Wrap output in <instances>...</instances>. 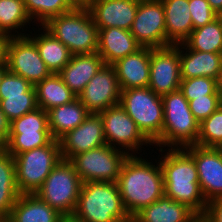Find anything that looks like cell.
Here are the masks:
<instances>
[{
	"mask_svg": "<svg viewBox=\"0 0 222 222\" xmlns=\"http://www.w3.org/2000/svg\"><path fill=\"white\" fill-rule=\"evenodd\" d=\"M30 20L23 0H0V31L11 33V36H26L17 30L24 28ZM14 31L18 34L12 33Z\"/></svg>",
	"mask_w": 222,
	"mask_h": 222,
	"instance_id": "obj_31",
	"label": "cell"
},
{
	"mask_svg": "<svg viewBox=\"0 0 222 222\" xmlns=\"http://www.w3.org/2000/svg\"><path fill=\"white\" fill-rule=\"evenodd\" d=\"M189 9L193 29L209 24L217 17L207 0H189Z\"/></svg>",
	"mask_w": 222,
	"mask_h": 222,
	"instance_id": "obj_38",
	"label": "cell"
},
{
	"mask_svg": "<svg viewBox=\"0 0 222 222\" xmlns=\"http://www.w3.org/2000/svg\"><path fill=\"white\" fill-rule=\"evenodd\" d=\"M142 157L129 155L117 179L122 203L131 219L143 208L164 196L161 165H153Z\"/></svg>",
	"mask_w": 222,
	"mask_h": 222,
	"instance_id": "obj_1",
	"label": "cell"
},
{
	"mask_svg": "<svg viewBox=\"0 0 222 222\" xmlns=\"http://www.w3.org/2000/svg\"><path fill=\"white\" fill-rule=\"evenodd\" d=\"M121 89L113 65L102 66L78 95L89 113L99 114L120 102Z\"/></svg>",
	"mask_w": 222,
	"mask_h": 222,
	"instance_id": "obj_15",
	"label": "cell"
},
{
	"mask_svg": "<svg viewBox=\"0 0 222 222\" xmlns=\"http://www.w3.org/2000/svg\"><path fill=\"white\" fill-rule=\"evenodd\" d=\"M10 121L5 116L0 108V145L3 147L9 137L10 133Z\"/></svg>",
	"mask_w": 222,
	"mask_h": 222,
	"instance_id": "obj_41",
	"label": "cell"
},
{
	"mask_svg": "<svg viewBox=\"0 0 222 222\" xmlns=\"http://www.w3.org/2000/svg\"><path fill=\"white\" fill-rule=\"evenodd\" d=\"M216 18L220 21L221 26H222V10L217 13V17Z\"/></svg>",
	"mask_w": 222,
	"mask_h": 222,
	"instance_id": "obj_46",
	"label": "cell"
},
{
	"mask_svg": "<svg viewBox=\"0 0 222 222\" xmlns=\"http://www.w3.org/2000/svg\"><path fill=\"white\" fill-rule=\"evenodd\" d=\"M121 90L148 87L150 82V48L142 47L137 52L119 59L113 64Z\"/></svg>",
	"mask_w": 222,
	"mask_h": 222,
	"instance_id": "obj_21",
	"label": "cell"
},
{
	"mask_svg": "<svg viewBox=\"0 0 222 222\" xmlns=\"http://www.w3.org/2000/svg\"><path fill=\"white\" fill-rule=\"evenodd\" d=\"M179 57L181 79L211 77L222 82V53L194 51L182 43L179 44Z\"/></svg>",
	"mask_w": 222,
	"mask_h": 222,
	"instance_id": "obj_19",
	"label": "cell"
},
{
	"mask_svg": "<svg viewBox=\"0 0 222 222\" xmlns=\"http://www.w3.org/2000/svg\"><path fill=\"white\" fill-rule=\"evenodd\" d=\"M102 66H104V61L98 52L75 54L58 74L78 97Z\"/></svg>",
	"mask_w": 222,
	"mask_h": 222,
	"instance_id": "obj_22",
	"label": "cell"
},
{
	"mask_svg": "<svg viewBox=\"0 0 222 222\" xmlns=\"http://www.w3.org/2000/svg\"><path fill=\"white\" fill-rule=\"evenodd\" d=\"M73 215L84 222H132L123 206L117 182L82 183Z\"/></svg>",
	"mask_w": 222,
	"mask_h": 222,
	"instance_id": "obj_3",
	"label": "cell"
},
{
	"mask_svg": "<svg viewBox=\"0 0 222 222\" xmlns=\"http://www.w3.org/2000/svg\"><path fill=\"white\" fill-rule=\"evenodd\" d=\"M194 159L201 192L207 202L222 197V157L218 148L192 145L184 148Z\"/></svg>",
	"mask_w": 222,
	"mask_h": 222,
	"instance_id": "obj_16",
	"label": "cell"
},
{
	"mask_svg": "<svg viewBox=\"0 0 222 222\" xmlns=\"http://www.w3.org/2000/svg\"><path fill=\"white\" fill-rule=\"evenodd\" d=\"M41 30L43 32L36 35V37H31L30 34H27V36L36 44L40 57L45 62L47 69L51 73L58 74L70 61L72 54L61 41L56 39L44 27H41Z\"/></svg>",
	"mask_w": 222,
	"mask_h": 222,
	"instance_id": "obj_28",
	"label": "cell"
},
{
	"mask_svg": "<svg viewBox=\"0 0 222 222\" xmlns=\"http://www.w3.org/2000/svg\"><path fill=\"white\" fill-rule=\"evenodd\" d=\"M7 69L28 80L33 86L51 72L40 57L36 44L26 36H13L8 45Z\"/></svg>",
	"mask_w": 222,
	"mask_h": 222,
	"instance_id": "obj_12",
	"label": "cell"
},
{
	"mask_svg": "<svg viewBox=\"0 0 222 222\" xmlns=\"http://www.w3.org/2000/svg\"><path fill=\"white\" fill-rule=\"evenodd\" d=\"M200 218L204 222H222V197L207 202L205 212Z\"/></svg>",
	"mask_w": 222,
	"mask_h": 222,
	"instance_id": "obj_39",
	"label": "cell"
},
{
	"mask_svg": "<svg viewBox=\"0 0 222 222\" xmlns=\"http://www.w3.org/2000/svg\"><path fill=\"white\" fill-rule=\"evenodd\" d=\"M211 8L218 13L222 10V0H207Z\"/></svg>",
	"mask_w": 222,
	"mask_h": 222,
	"instance_id": "obj_43",
	"label": "cell"
},
{
	"mask_svg": "<svg viewBox=\"0 0 222 222\" xmlns=\"http://www.w3.org/2000/svg\"><path fill=\"white\" fill-rule=\"evenodd\" d=\"M199 218L187 205L164 195L138 212L132 222H196Z\"/></svg>",
	"mask_w": 222,
	"mask_h": 222,
	"instance_id": "obj_23",
	"label": "cell"
},
{
	"mask_svg": "<svg viewBox=\"0 0 222 222\" xmlns=\"http://www.w3.org/2000/svg\"><path fill=\"white\" fill-rule=\"evenodd\" d=\"M196 222H204L202 218H199Z\"/></svg>",
	"mask_w": 222,
	"mask_h": 222,
	"instance_id": "obj_49",
	"label": "cell"
},
{
	"mask_svg": "<svg viewBox=\"0 0 222 222\" xmlns=\"http://www.w3.org/2000/svg\"><path fill=\"white\" fill-rule=\"evenodd\" d=\"M32 87L33 85L28 80L7 69L0 80V96L22 95Z\"/></svg>",
	"mask_w": 222,
	"mask_h": 222,
	"instance_id": "obj_37",
	"label": "cell"
},
{
	"mask_svg": "<svg viewBox=\"0 0 222 222\" xmlns=\"http://www.w3.org/2000/svg\"><path fill=\"white\" fill-rule=\"evenodd\" d=\"M38 108L48 111L77 98L59 74L51 73L35 86Z\"/></svg>",
	"mask_w": 222,
	"mask_h": 222,
	"instance_id": "obj_27",
	"label": "cell"
},
{
	"mask_svg": "<svg viewBox=\"0 0 222 222\" xmlns=\"http://www.w3.org/2000/svg\"><path fill=\"white\" fill-rule=\"evenodd\" d=\"M21 195L16 184L14 157L4 148L0 150V218H8Z\"/></svg>",
	"mask_w": 222,
	"mask_h": 222,
	"instance_id": "obj_29",
	"label": "cell"
},
{
	"mask_svg": "<svg viewBox=\"0 0 222 222\" xmlns=\"http://www.w3.org/2000/svg\"><path fill=\"white\" fill-rule=\"evenodd\" d=\"M196 145L202 147L222 146V104L208 118L199 123Z\"/></svg>",
	"mask_w": 222,
	"mask_h": 222,
	"instance_id": "obj_34",
	"label": "cell"
},
{
	"mask_svg": "<svg viewBox=\"0 0 222 222\" xmlns=\"http://www.w3.org/2000/svg\"><path fill=\"white\" fill-rule=\"evenodd\" d=\"M0 108L10 122L38 108L36 90L15 96H0Z\"/></svg>",
	"mask_w": 222,
	"mask_h": 222,
	"instance_id": "obj_33",
	"label": "cell"
},
{
	"mask_svg": "<svg viewBox=\"0 0 222 222\" xmlns=\"http://www.w3.org/2000/svg\"><path fill=\"white\" fill-rule=\"evenodd\" d=\"M43 27L75 54H92L98 50L99 29L89 9L72 11L50 18Z\"/></svg>",
	"mask_w": 222,
	"mask_h": 222,
	"instance_id": "obj_5",
	"label": "cell"
},
{
	"mask_svg": "<svg viewBox=\"0 0 222 222\" xmlns=\"http://www.w3.org/2000/svg\"><path fill=\"white\" fill-rule=\"evenodd\" d=\"M141 48L129 30L117 27L99 29L97 52L106 65H113Z\"/></svg>",
	"mask_w": 222,
	"mask_h": 222,
	"instance_id": "obj_20",
	"label": "cell"
},
{
	"mask_svg": "<svg viewBox=\"0 0 222 222\" xmlns=\"http://www.w3.org/2000/svg\"><path fill=\"white\" fill-rule=\"evenodd\" d=\"M0 222H11L8 218H0Z\"/></svg>",
	"mask_w": 222,
	"mask_h": 222,
	"instance_id": "obj_47",
	"label": "cell"
},
{
	"mask_svg": "<svg viewBox=\"0 0 222 222\" xmlns=\"http://www.w3.org/2000/svg\"><path fill=\"white\" fill-rule=\"evenodd\" d=\"M165 13L166 46L184 43L193 30L189 0H161Z\"/></svg>",
	"mask_w": 222,
	"mask_h": 222,
	"instance_id": "obj_24",
	"label": "cell"
},
{
	"mask_svg": "<svg viewBox=\"0 0 222 222\" xmlns=\"http://www.w3.org/2000/svg\"><path fill=\"white\" fill-rule=\"evenodd\" d=\"M59 143L62 159L68 161L79 153L105 145L102 117L89 113L79 126L62 136Z\"/></svg>",
	"mask_w": 222,
	"mask_h": 222,
	"instance_id": "obj_17",
	"label": "cell"
},
{
	"mask_svg": "<svg viewBox=\"0 0 222 222\" xmlns=\"http://www.w3.org/2000/svg\"><path fill=\"white\" fill-rule=\"evenodd\" d=\"M185 46L194 51L222 53V26L216 18L211 23L193 29Z\"/></svg>",
	"mask_w": 222,
	"mask_h": 222,
	"instance_id": "obj_30",
	"label": "cell"
},
{
	"mask_svg": "<svg viewBox=\"0 0 222 222\" xmlns=\"http://www.w3.org/2000/svg\"><path fill=\"white\" fill-rule=\"evenodd\" d=\"M93 0H67L73 9H89Z\"/></svg>",
	"mask_w": 222,
	"mask_h": 222,
	"instance_id": "obj_42",
	"label": "cell"
},
{
	"mask_svg": "<svg viewBox=\"0 0 222 222\" xmlns=\"http://www.w3.org/2000/svg\"><path fill=\"white\" fill-rule=\"evenodd\" d=\"M31 21L43 26L50 18L68 13L73 10L67 0H23ZM40 20V21H39Z\"/></svg>",
	"mask_w": 222,
	"mask_h": 222,
	"instance_id": "obj_32",
	"label": "cell"
},
{
	"mask_svg": "<svg viewBox=\"0 0 222 222\" xmlns=\"http://www.w3.org/2000/svg\"><path fill=\"white\" fill-rule=\"evenodd\" d=\"M179 90L189 101L206 98V95L222 94L220 82L211 77L181 79Z\"/></svg>",
	"mask_w": 222,
	"mask_h": 222,
	"instance_id": "obj_35",
	"label": "cell"
},
{
	"mask_svg": "<svg viewBox=\"0 0 222 222\" xmlns=\"http://www.w3.org/2000/svg\"><path fill=\"white\" fill-rule=\"evenodd\" d=\"M217 148L220 150V152H221V157H222V146L217 147Z\"/></svg>",
	"mask_w": 222,
	"mask_h": 222,
	"instance_id": "obj_48",
	"label": "cell"
},
{
	"mask_svg": "<svg viewBox=\"0 0 222 222\" xmlns=\"http://www.w3.org/2000/svg\"><path fill=\"white\" fill-rule=\"evenodd\" d=\"M119 104L152 144L161 136L164 122L162 96L149 87L130 88L121 90Z\"/></svg>",
	"mask_w": 222,
	"mask_h": 222,
	"instance_id": "obj_6",
	"label": "cell"
},
{
	"mask_svg": "<svg viewBox=\"0 0 222 222\" xmlns=\"http://www.w3.org/2000/svg\"><path fill=\"white\" fill-rule=\"evenodd\" d=\"M221 104L222 94L206 95V98H196L189 101L190 111L199 123L215 112Z\"/></svg>",
	"mask_w": 222,
	"mask_h": 222,
	"instance_id": "obj_36",
	"label": "cell"
},
{
	"mask_svg": "<svg viewBox=\"0 0 222 222\" xmlns=\"http://www.w3.org/2000/svg\"><path fill=\"white\" fill-rule=\"evenodd\" d=\"M62 160L59 140L14 156L16 184L21 194H35Z\"/></svg>",
	"mask_w": 222,
	"mask_h": 222,
	"instance_id": "obj_7",
	"label": "cell"
},
{
	"mask_svg": "<svg viewBox=\"0 0 222 222\" xmlns=\"http://www.w3.org/2000/svg\"><path fill=\"white\" fill-rule=\"evenodd\" d=\"M49 131L53 139L59 140L67 132L79 126L89 115L77 97L73 101L47 111Z\"/></svg>",
	"mask_w": 222,
	"mask_h": 222,
	"instance_id": "obj_26",
	"label": "cell"
},
{
	"mask_svg": "<svg viewBox=\"0 0 222 222\" xmlns=\"http://www.w3.org/2000/svg\"><path fill=\"white\" fill-rule=\"evenodd\" d=\"M140 0H93L90 14L98 29L132 27Z\"/></svg>",
	"mask_w": 222,
	"mask_h": 222,
	"instance_id": "obj_18",
	"label": "cell"
},
{
	"mask_svg": "<svg viewBox=\"0 0 222 222\" xmlns=\"http://www.w3.org/2000/svg\"><path fill=\"white\" fill-rule=\"evenodd\" d=\"M130 32L142 47H166L165 13L161 0H140Z\"/></svg>",
	"mask_w": 222,
	"mask_h": 222,
	"instance_id": "obj_13",
	"label": "cell"
},
{
	"mask_svg": "<svg viewBox=\"0 0 222 222\" xmlns=\"http://www.w3.org/2000/svg\"><path fill=\"white\" fill-rule=\"evenodd\" d=\"M102 117L104 137L106 144L122 149L133 155L138 149L142 150V145H153L138 129L134 120L127 114V112L120 106V104L109 107L108 109L99 113ZM124 147V148H123ZM125 149V150H124ZM128 149V151H127ZM133 153H129V152Z\"/></svg>",
	"mask_w": 222,
	"mask_h": 222,
	"instance_id": "obj_11",
	"label": "cell"
},
{
	"mask_svg": "<svg viewBox=\"0 0 222 222\" xmlns=\"http://www.w3.org/2000/svg\"><path fill=\"white\" fill-rule=\"evenodd\" d=\"M82 181L68 160H61L35 194L63 216L73 215Z\"/></svg>",
	"mask_w": 222,
	"mask_h": 222,
	"instance_id": "obj_8",
	"label": "cell"
},
{
	"mask_svg": "<svg viewBox=\"0 0 222 222\" xmlns=\"http://www.w3.org/2000/svg\"><path fill=\"white\" fill-rule=\"evenodd\" d=\"M160 158L164 177V195L183 203L201 217L206 209L200 186L197 166L193 157L184 149H169Z\"/></svg>",
	"mask_w": 222,
	"mask_h": 222,
	"instance_id": "obj_2",
	"label": "cell"
},
{
	"mask_svg": "<svg viewBox=\"0 0 222 222\" xmlns=\"http://www.w3.org/2000/svg\"><path fill=\"white\" fill-rule=\"evenodd\" d=\"M150 82L148 87L157 95L179 90L181 83L179 44L150 48Z\"/></svg>",
	"mask_w": 222,
	"mask_h": 222,
	"instance_id": "obj_14",
	"label": "cell"
},
{
	"mask_svg": "<svg viewBox=\"0 0 222 222\" xmlns=\"http://www.w3.org/2000/svg\"><path fill=\"white\" fill-rule=\"evenodd\" d=\"M6 70H7V65H0V80Z\"/></svg>",
	"mask_w": 222,
	"mask_h": 222,
	"instance_id": "obj_45",
	"label": "cell"
},
{
	"mask_svg": "<svg viewBox=\"0 0 222 222\" xmlns=\"http://www.w3.org/2000/svg\"><path fill=\"white\" fill-rule=\"evenodd\" d=\"M62 216L36 194H21L8 219L11 222H59Z\"/></svg>",
	"mask_w": 222,
	"mask_h": 222,
	"instance_id": "obj_25",
	"label": "cell"
},
{
	"mask_svg": "<svg viewBox=\"0 0 222 222\" xmlns=\"http://www.w3.org/2000/svg\"><path fill=\"white\" fill-rule=\"evenodd\" d=\"M52 140L47 112L37 108L10 123L9 137L3 148L14 157L22 152L46 146Z\"/></svg>",
	"mask_w": 222,
	"mask_h": 222,
	"instance_id": "obj_10",
	"label": "cell"
},
{
	"mask_svg": "<svg viewBox=\"0 0 222 222\" xmlns=\"http://www.w3.org/2000/svg\"><path fill=\"white\" fill-rule=\"evenodd\" d=\"M128 153L107 144L73 156V165L82 183L89 181L117 182Z\"/></svg>",
	"mask_w": 222,
	"mask_h": 222,
	"instance_id": "obj_9",
	"label": "cell"
},
{
	"mask_svg": "<svg viewBox=\"0 0 222 222\" xmlns=\"http://www.w3.org/2000/svg\"><path fill=\"white\" fill-rule=\"evenodd\" d=\"M164 122L161 136L153 143L160 148L182 149L196 145L199 122L190 111L189 102L180 90L162 96Z\"/></svg>",
	"mask_w": 222,
	"mask_h": 222,
	"instance_id": "obj_4",
	"label": "cell"
},
{
	"mask_svg": "<svg viewBox=\"0 0 222 222\" xmlns=\"http://www.w3.org/2000/svg\"><path fill=\"white\" fill-rule=\"evenodd\" d=\"M59 222H84V221L79 220L74 215H66L62 216Z\"/></svg>",
	"mask_w": 222,
	"mask_h": 222,
	"instance_id": "obj_44",
	"label": "cell"
},
{
	"mask_svg": "<svg viewBox=\"0 0 222 222\" xmlns=\"http://www.w3.org/2000/svg\"><path fill=\"white\" fill-rule=\"evenodd\" d=\"M13 36L0 31V65H7L8 45Z\"/></svg>",
	"mask_w": 222,
	"mask_h": 222,
	"instance_id": "obj_40",
	"label": "cell"
}]
</instances>
